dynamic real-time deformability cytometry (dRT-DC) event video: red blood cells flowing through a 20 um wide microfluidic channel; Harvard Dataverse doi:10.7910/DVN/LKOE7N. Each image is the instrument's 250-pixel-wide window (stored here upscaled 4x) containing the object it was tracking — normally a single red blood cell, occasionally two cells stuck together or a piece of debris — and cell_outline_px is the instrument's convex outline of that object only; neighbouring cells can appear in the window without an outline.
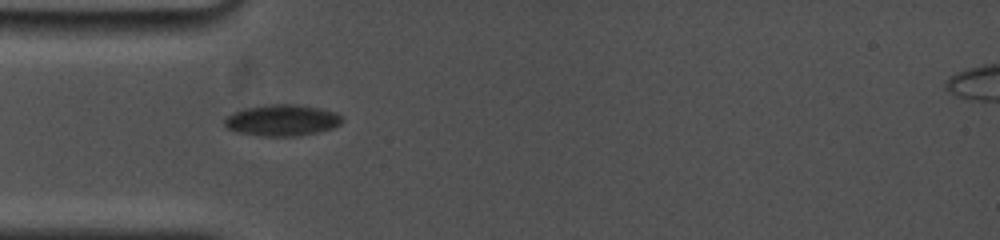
{"species": "common noctule bat (a hibernating species)", "species_latin": "Nyctalus noctula", "temperature_condition": "cold", "stored_images_in_passage": 31, "camera_frame_rate_fps": 5000, "um_per_image_px": 0.085, "animal": {"sex": "female", "body_mass_g": 19.0, "forearm_length_mm": 53.3}, "frame": {"image": 1, "passage_image": 1, "time_ms": 0.0, "image_size_px": [1000, 240], "cell_outline_px": [[344, 120], [340, 124], [332, 128], [316, 132], [296, 136], [264, 136], [240, 132], [228, 128], [224, 124], [224, 116], [232, 112], [244, 108], [268, 104], [296, 104], [320, 108], [336, 112]], "centroid_in_image_um": [23.96, 10.2], "position_along_channel_um": 61.0, "area_um2": 21.44}}
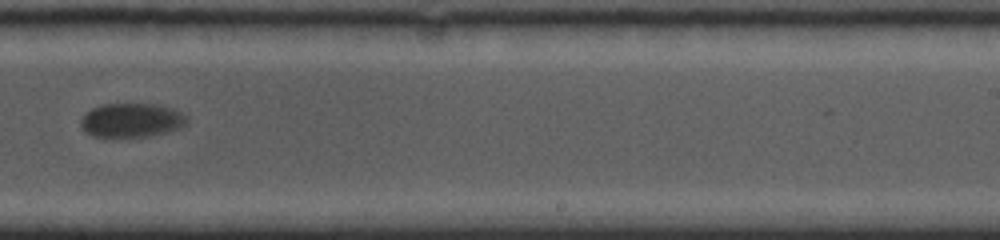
{"frame": {"image": 2, "passage_image": 16, "time_ms": 6.0, "image_size_px": [1000, 240], "cell_outline_px": [[188, 120], [180, 128], [168, 132], [148, 136], [92, 136], [84, 132], [80, 124], [80, 120], [92, 108], [104, 104], [156, 104], [172, 108], [188, 116]], "centroid_in_image_um": [11.19, 10.21], "position_along_channel_um": 277.8, "area_um2": 20.92}}
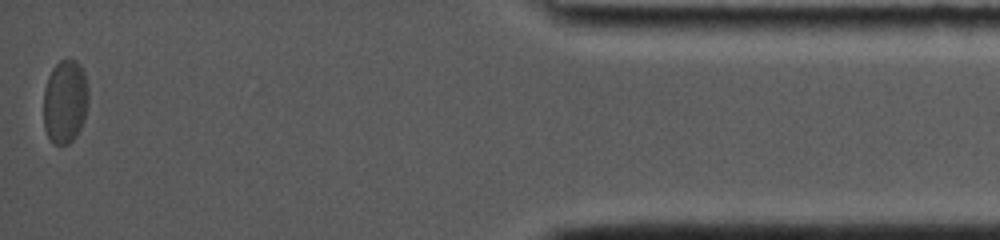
{"frame": {"image": 3, "passage_image": 31, "time_ms": 11.8, "image_size_px": [1000, 240], "cell_outline_px": [[88, 104], [84, 120], [76, 136], [68, 144], [60, 148], [52, 144], [44, 128], [44, 88], [48, 76], [52, 68], [60, 60], [68, 56], [76, 60], [84, 72], [88, 88]], "centroid_in_image_um": [5.53, 8.64], "position_along_channel_um": 429.7, "area_um2": 22.48}, "authors_computed_cell_mechanics": {"area_um2": 22.4264, "velocity_mm_per_s": 3.6323, "shape_relaxation_time_tau1_ms": 0.9579, "shape_relaxation_time_tau2_ms": null, "deformation_change_tau1": 0.0694, "deformation_change_tau2": null}}